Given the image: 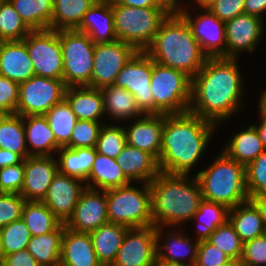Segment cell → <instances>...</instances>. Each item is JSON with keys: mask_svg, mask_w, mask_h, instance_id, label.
Listing matches in <instances>:
<instances>
[{"mask_svg": "<svg viewBox=\"0 0 266 266\" xmlns=\"http://www.w3.org/2000/svg\"><path fill=\"white\" fill-rule=\"evenodd\" d=\"M238 58H207L192 78L189 112L217 126L243 108L244 85Z\"/></svg>", "mask_w": 266, "mask_h": 266, "instance_id": "6da1fadb", "label": "cell"}, {"mask_svg": "<svg viewBox=\"0 0 266 266\" xmlns=\"http://www.w3.org/2000/svg\"><path fill=\"white\" fill-rule=\"evenodd\" d=\"M217 125L191 112L164 114L162 147L158 160L160 172L190 175Z\"/></svg>", "mask_w": 266, "mask_h": 266, "instance_id": "7a4b0ae2", "label": "cell"}, {"mask_svg": "<svg viewBox=\"0 0 266 266\" xmlns=\"http://www.w3.org/2000/svg\"><path fill=\"white\" fill-rule=\"evenodd\" d=\"M153 226L176 227L192 221L203 200L194 176L160 172L151 182Z\"/></svg>", "mask_w": 266, "mask_h": 266, "instance_id": "3957f363", "label": "cell"}, {"mask_svg": "<svg viewBox=\"0 0 266 266\" xmlns=\"http://www.w3.org/2000/svg\"><path fill=\"white\" fill-rule=\"evenodd\" d=\"M145 52L153 61L185 72L193 78L207 56L194 38L185 19L175 10L162 24L158 35Z\"/></svg>", "mask_w": 266, "mask_h": 266, "instance_id": "277c9868", "label": "cell"}, {"mask_svg": "<svg viewBox=\"0 0 266 266\" xmlns=\"http://www.w3.org/2000/svg\"><path fill=\"white\" fill-rule=\"evenodd\" d=\"M204 200L234 208L249 200L246 167L229 158L223 151L210 165L196 173Z\"/></svg>", "mask_w": 266, "mask_h": 266, "instance_id": "5b68a950", "label": "cell"}, {"mask_svg": "<svg viewBox=\"0 0 266 266\" xmlns=\"http://www.w3.org/2000/svg\"><path fill=\"white\" fill-rule=\"evenodd\" d=\"M112 11L117 40L131 44L137 51H145L175 8L129 7L112 0Z\"/></svg>", "mask_w": 266, "mask_h": 266, "instance_id": "8992f818", "label": "cell"}, {"mask_svg": "<svg viewBox=\"0 0 266 266\" xmlns=\"http://www.w3.org/2000/svg\"><path fill=\"white\" fill-rule=\"evenodd\" d=\"M140 184L107 190L108 222L128 228L153 225L150 183Z\"/></svg>", "mask_w": 266, "mask_h": 266, "instance_id": "52a82bcc", "label": "cell"}, {"mask_svg": "<svg viewBox=\"0 0 266 266\" xmlns=\"http://www.w3.org/2000/svg\"><path fill=\"white\" fill-rule=\"evenodd\" d=\"M192 78L185 72L161 65L152 59L151 92L154 114H181L189 111Z\"/></svg>", "mask_w": 266, "mask_h": 266, "instance_id": "ba28073f", "label": "cell"}, {"mask_svg": "<svg viewBox=\"0 0 266 266\" xmlns=\"http://www.w3.org/2000/svg\"><path fill=\"white\" fill-rule=\"evenodd\" d=\"M63 54V80L69 86H87L93 70L95 43L83 32L59 30Z\"/></svg>", "mask_w": 266, "mask_h": 266, "instance_id": "9c48e42d", "label": "cell"}, {"mask_svg": "<svg viewBox=\"0 0 266 266\" xmlns=\"http://www.w3.org/2000/svg\"><path fill=\"white\" fill-rule=\"evenodd\" d=\"M66 88L64 80L32 76L19 84L16 114L44 115L65 98Z\"/></svg>", "mask_w": 266, "mask_h": 266, "instance_id": "30bf717a", "label": "cell"}, {"mask_svg": "<svg viewBox=\"0 0 266 266\" xmlns=\"http://www.w3.org/2000/svg\"><path fill=\"white\" fill-rule=\"evenodd\" d=\"M23 41L36 76L63 80V54L57 30H34Z\"/></svg>", "mask_w": 266, "mask_h": 266, "instance_id": "8fae6325", "label": "cell"}, {"mask_svg": "<svg viewBox=\"0 0 266 266\" xmlns=\"http://www.w3.org/2000/svg\"><path fill=\"white\" fill-rule=\"evenodd\" d=\"M151 77L152 58L145 51H137L118 73L114 85L133 94L144 114H154Z\"/></svg>", "mask_w": 266, "mask_h": 266, "instance_id": "7c38bea8", "label": "cell"}, {"mask_svg": "<svg viewBox=\"0 0 266 266\" xmlns=\"http://www.w3.org/2000/svg\"><path fill=\"white\" fill-rule=\"evenodd\" d=\"M190 6L181 5L175 10L188 23L191 32L208 58H226L225 22L217 18L208 8L198 9L196 16L191 14ZM199 11L202 13L199 14Z\"/></svg>", "mask_w": 266, "mask_h": 266, "instance_id": "4fadbf2b", "label": "cell"}, {"mask_svg": "<svg viewBox=\"0 0 266 266\" xmlns=\"http://www.w3.org/2000/svg\"><path fill=\"white\" fill-rule=\"evenodd\" d=\"M137 50L120 40L95 44L91 88L101 89L115 83L116 77Z\"/></svg>", "mask_w": 266, "mask_h": 266, "instance_id": "5bb4252c", "label": "cell"}, {"mask_svg": "<svg viewBox=\"0 0 266 266\" xmlns=\"http://www.w3.org/2000/svg\"><path fill=\"white\" fill-rule=\"evenodd\" d=\"M156 227L128 228L111 266H156Z\"/></svg>", "mask_w": 266, "mask_h": 266, "instance_id": "9a60e30c", "label": "cell"}, {"mask_svg": "<svg viewBox=\"0 0 266 266\" xmlns=\"http://www.w3.org/2000/svg\"><path fill=\"white\" fill-rule=\"evenodd\" d=\"M263 19L246 13L225 22L226 58H239L242 52H254L265 32Z\"/></svg>", "mask_w": 266, "mask_h": 266, "instance_id": "2e32d148", "label": "cell"}, {"mask_svg": "<svg viewBox=\"0 0 266 266\" xmlns=\"http://www.w3.org/2000/svg\"><path fill=\"white\" fill-rule=\"evenodd\" d=\"M108 223L107 190L86 187L75 206L73 215L65 223L76 231L90 233Z\"/></svg>", "mask_w": 266, "mask_h": 266, "instance_id": "e0dca14e", "label": "cell"}, {"mask_svg": "<svg viewBox=\"0 0 266 266\" xmlns=\"http://www.w3.org/2000/svg\"><path fill=\"white\" fill-rule=\"evenodd\" d=\"M175 229V227H171V229L167 228L168 231L171 230L168 232L166 227H156L157 263L195 265L201 238L195 235L194 241L191 239L193 237L181 233L184 231L182 226Z\"/></svg>", "mask_w": 266, "mask_h": 266, "instance_id": "ac0fdd59", "label": "cell"}, {"mask_svg": "<svg viewBox=\"0 0 266 266\" xmlns=\"http://www.w3.org/2000/svg\"><path fill=\"white\" fill-rule=\"evenodd\" d=\"M59 172L54 156H28L24 159V181L20 194L26 201H42Z\"/></svg>", "mask_w": 266, "mask_h": 266, "instance_id": "d6986e66", "label": "cell"}, {"mask_svg": "<svg viewBox=\"0 0 266 266\" xmlns=\"http://www.w3.org/2000/svg\"><path fill=\"white\" fill-rule=\"evenodd\" d=\"M85 182L79 178L57 173L48 187L43 203L63 222L73 215Z\"/></svg>", "mask_w": 266, "mask_h": 266, "instance_id": "ffe728a7", "label": "cell"}, {"mask_svg": "<svg viewBox=\"0 0 266 266\" xmlns=\"http://www.w3.org/2000/svg\"><path fill=\"white\" fill-rule=\"evenodd\" d=\"M134 120H131L129 126L124 125L127 144L146 151L159 160L164 114H144Z\"/></svg>", "mask_w": 266, "mask_h": 266, "instance_id": "44dd1931", "label": "cell"}, {"mask_svg": "<svg viewBox=\"0 0 266 266\" xmlns=\"http://www.w3.org/2000/svg\"><path fill=\"white\" fill-rule=\"evenodd\" d=\"M0 75L22 83L35 75L26 43L22 41H0Z\"/></svg>", "mask_w": 266, "mask_h": 266, "instance_id": "7402d4cb", "label": "cell"}, {"mask_svg": "<svg viewBox=\"0 0 266 266\" xmlns=\"http://www.w3.org/2000/svg\"><path fill=\"white\" fill-rule=\"evenodd\" d=\"M76 30L87 34L95 44L117 40L112 0L95 2Z\"/></svg>", "mask_w": 266, "mask_h": 266, "instance_id": "603a6c76", "label": "cell"}, {"mask_svg": "<svg viewBox=\"0 0 266 266\" xmlns=\"http://www.w3.org/2000/svg\"><path fill=\"white\" fill-rule=\"evenodd\" d=\"M59 266H102L89 233L76 232L65 226Z\"/></svg>", "mask_w": 266, "mask_h": 266, "instance_id": "cb8c5ba5", "label": "cell"}, {"mask_svg": "<svg viewBox=\"0 0 266 266\" xmlns=\"http://www.w3.org/2000/svg\"><path fill=\"white\" fill-rule=\"evenodd\" d=\"M116 161L133 183H150L160 173L158 160L152 154L128 144L116 157Z\"/></svg>", "mask_w": 266, "mask_h": 266, "instance_id": "d4e9b609", "label": "cell"}, {"mask_svg": "<svg viewBox=\"0 0 266 266\" xmlns=\"http://www.w3.org/2000/svg\"><path fill=\"white\" fill-rule=\"evenodd\" d=\"M65 99L71 106L78 120L102 122L106 117L104 98L101 89L88 86H69L65 91Z\"/></svg>", "mask_w": 266, "mask_h": 266, "instance_id": "484cf974", "label": "cell"}, {"mask_svg": "<svg viewBox=\"0 0 266 266\" xmlns=\"http://www.w3.org/2000/svg\"><path fill=\"white\" fill-rule=\"evenodd\" d=\"M29 156H54L57 141L44 115L23 116Z\"/></svg>", "mask_w": 266, "mask_h": 266, "instance_id": "4316f807", "label": "cell"}, {"mask_svg": "<svg viewBox=\"0 0 266 266\" xmlns=\"http://www.w3.org/2000/svg\"><path fill=\"white\" fill-rule=\"evenodd\" d=\"M116 159L96 152L92 168L85 185L88 188L109 190L130 184Z\"/></svg>", "mask_w": 266, "mask_h": 266, "instance_id": "83f0119b", "label": "cell"}, {"mask_svg": "<svg viewBox=\"0 0 266 266\" xmlns=\"http://www.w3.org/2000/svg\"><path fill=\"white\" fill-rule=\"evenodd\" d=\"M127 229L126 226L108 222L89 233L97 259L102 266L113 264Z\"/></svg>", "mask_w": 266, "mask_h": 266, "instance_id": "f1b7e54d", "label": "cell"}, {"mask_svg": "<svg viewBox=\"0 0 266 266\" xmlns=\"http://www.w3.org/2000/svg\"><path fill=\"white\" fill-rule=\"evenodd\" d=\"M223 148L229 158L245 167L265 151L256 128L251 124L247 129L234 133Z\"/></svg>", "mask_w": 266, "mask_h": 266, "instance_id": "f546056e", "label": "cell"}, {"mask_svg": "<svg viewBox=\"0 0 266 266\" xmlns=\"http://www.w3.org/2000/svg\"><path fill=\"white\" fill-rule=\"evenodd\" d=\"M228 220L243 243L266 234L263 219L250 200L229 209Z\"/></svg>", "mask_w": 266, "mask_h": 266, "instance_id": "4dcf8cb0", "label": "cell"}, {"mask_svg": "<svg viewBox=\"0 0 266 266\" xmlns=\"http://www.w3.org/2000/svg\"><path fill=\"white\" fill-rule=\"evenodd\" d=\"M104 98L105 116L111 120L129 121L144 115L137 106V102L128 90L113 85L101 88Z\"/></svg>", "mask_w": 266, "mask_h": 266, "instance_id": "1f68e13d", "label": "cell"}, {"mask_svg": "<svg viewBox=\"0 0 266 266\" xmlns=\"http://www.w3.org/2000/svg\"><path fill=\"white\" fill-rule=\"evenodd\" d=\"M65 226V223H62L55 231L30 238L26 250L40 266L60 265L62 236Z\"/></svg>", "mask_w": 266, "mask_h": 266, "instance_id": "d6a6232c", "label": "cell"}, {"mask_svg": "<svg viewBox=\"0 0 266 266\" xmlns=\"http://www.w3.org/2000/svg\"><path fill=\"white\" fill-rule=\"evenodd\" d=\"M56 153H59L57 157L59 173L86 181L96 155L95 148L61 147Z\"/></svg>", "mask_w": 266, "mask_h": 266, "instance_id": "836d02e7", "label": "cell"}, {"mask_svg": "<svg viewBox=\"0 0 266 266\" xmlns=\"http://www.w3.org/2000/svg\"><path fill=\"white\" fill-rule=\"evenodd\" d=\"M95 0H53L52 30H74Z\"/></svg>", "mask_w": 266, "mask_h": 266, "instance_id": "e575fe53", "label": "cell"}, {"mask_svg": "<svg viewBox=\"0 0 266 266\" xmlns=\"http://www.w3.org/2000/svg\"><path fill=\"white\" fill-rule=\"evenodd\" d=\"M10 2L31 31L51 29L53 0H10Z\"/></svg>", "mask_w": 266, "mask_h": 266, "instance_id": "d590c367", "label": "cell"}, {"mask_svg": "<svg viewBox=\"0 0 266 266\" xmlns=\"http://www.w3.org/2000/svg\"><path fill=\"white\" fill-rule=\"evenodd\" d=\"M0 148L18 154L23 160L29 156L23 116L18 114L0 115Z\"/></svg>", "mask_w": 266, "mask_h": 266, "instance_id": "8d00e7d4", "label": "cell"}, {"mask_svg": "<svg viewBox=\"0 0 266 266\" xmlns=\"http://www.w3.org/2000/svg\"><path fill=\"white\" fill-rule=\"evenodd\" d=\"M22 219L32 236L55 231L63 223L42 201H26Z\"/></svg>", "mask_w": 266, "mask_h": 266, "instance_id": "74e56055", "label": "cell"}, {"mask_svg": "<svg viewBox=\"0 0 266 266\" xmlns=\"http://www.w3.org/2000/svg\"><path fill=\"white\" fill-rule=\"evenodd\" d=\"M44 116L54 133L58 151L69 143L72 130L78 119L65 98L61 102L56 103Z\"/></svg>", "mask_w": 266, "mask_h": 266, "instance_id": "f35d334b", "label": "cell"}, {"mask_svg": "<svg viewBox=\"0 0 266 266\" xmlns=\"http://www.w3.org/2000/svg\"><path fill=\"white\" fill-rule=\"evenodd\" d=\"M229 209L219 203L202 200L198 211L193 215L192 221H197V233L200 238H205L213 233L217 227L228 220Z\"/></svg>", "mask_w": 266, "mask_h": 266, "instance_id": "ab89813d", "label": "cell"}, {"mask_svg": "<svg viewBox=\"0 0 266 266\" xmlns=\"http://www.w3.org/2000/svg\"><path fill=\"white\" fill-rule=\"evenodd\" d=\"M30 32L10 0H0V41H22Z\"/></svg>", "mask_w": 266, "mask_h": 266, "instance_id": "60d3db41", "label": "cell"}, {"mask_svg": "<svg viewBox=\"0 0 266 266\" xmlns=\"http://www.w3.org/2000/svg\"><path fill=\"white\" fill-rule=\"evenodd\" d=\"M212 245L219 248L229 258L240 260L243 253V242L227 220L223 225L205 237Z\"/></svg>", "mask_w": 266, "mask_h": 266, "instance_id": "b9f144b4", "label": "cell"}, {"mask_svg": "<svg viewBox=\"0 0 266 266\" xmlns=\"http://www.w3.org/2000/svg\"><path fill=\"white\" fill-rule=\"evenodd\" d=\"M126 144L124 125L104 123L100 129L95 149L100 154L116 159Z\"/></svg>", "mask_w": 266, "mask_h": 266, "instance_id": "7bdbcfd3", "label": "cell"}, {"mask_svg": "<svg viewBox=\"0 0 266 266\" xmlns=\"http://www.w3.org/2000/svg\"><path fill=\"white\" fill-rule=\"evenodd\" d=\"M4 256L25 250L32 237L22 218L1 228Z\"/></svg>", "mask_w": 266, "mask_h": 266, "instance_id": "ee69618b", "label": "cell"}, {"mask_svg": "<svg viewBox=\"0 0 266 266\" xmlns=\"http://www.w3.org/2000/svg\"><path fill=\"white\" fill-rule=\"evenodd\" d=\"M102 122L77 120L69 143L65 146L74 148H95L99 136Z\"/></svg>", "mask_w": 266, "mask_h": 266, "instance_id": "f6af8a7d", "label": "cell"}, {"mask_svg": "<svg viewBox=\"0 0 266 266\" xmlns=\"http://www.w3.org/2000/svg\"><path fill=\"white\" fill-rule=\"evenodd\" d=\"M248 197L266 194V151H263L246 167Z\"/></svg>", "mask_w": 266, "mask_h": 266, "instance_id": "bcb514c9", "label": "cell"}, {"mask_svg": "<svg viewBox=\"0 0 266 266\" xmlns=\"http://www.w3.org/2000/svg\"><path fill=\"white\" fill-rule=\"evenodd\" d=\"M25 202L21 194L0 192V228L22 218Z\"/></svg>", "mask_w": 266, "mask_h": 266, "instance_id": "7dc6e473", "label": "cell"}, {"mask_svg": "<svg viewBox=\"0 0 266 266\" xmlns=\"http://www.w3.org/2000/svg\"><path fill=\"white\" fill-rule=\"evenodd\" d=\"M243 266H266V234L243 243Z\"/></svg>", "mask_w": 266, "mask_h": 266, "instance_id": "c3c4849f", "label": "cell"}, {"mask_svg": "<svg viewBox=\"0 0 266 266\" xmlns=\"http://www.w3.org/2000/svg\"><path fill=\"white\" fill-rule=\"evenodd\" d=\"M24 181V160L13 166L0 168V192L20 194Z\"/></svg>", "mask_w": 266, "mask_h": 266, "instance_id": "681fc988", "label": "cell"}, {"mask_svg": "<svg viewBox=\"0 0 266 266\" xmlns=\"http://www.w3.org/2000/svg\"><path fill=\"white\" fill-rule=\"evenodd\" d=\"M19 83L0 75V115L16 114Z\"/></svg>", "mask_w": 266, "mask_h": 266, "instance_id": "f907efd6", "label": "cell"}, {"mask_svg": "<svg viewBox=\"0 0 266 266\" xmlns=\"http://www.w3.org/2000/svg\"><path fill=\"white\" fill-rule=\"evenodd\" d=\"M230 260L231 258L212 245L206 238H201L195 266H221Z\"/></svg>", "mask_w": 266, "mask_h": 266, "instance_id": "816d5d0a", "label": "cell"}, {"mask_svg": "<svg viewBox=\"0 0 266 266\" xmlns=\"http://www.w3.org/2000/svg\"><path fill=\"white\" fill-rule=\"evenodd\" d=\"M245 0H215L208 9L220 20L227 22L244 13Z\"/></svg>", "mask_w": 266, "mask_h": 266, "instance_id": "f5cc1de1", "label": "cell"}, {"mask_svg": "<svg viewBox=\"0 0 266 266\" xmlns=\"http://www.w3.org/2000/svg\"><path fill=\"white\" fill-rule=\"evenodd\" d=\"M1 266H40L36 259L25 249L4 256Z\"/></svg>", "mask_w": 266, "mask_h": 266, "instance_id": "db71d44e", "label": "cell"}, {"mask_svg": "<svg viewBox=\"0 0 266 266\" xmlns=\"http://www.w3.org/2000/svg\"><path fill=\"white\" fill-rule=\"evenodd\" d=\"M129 7H172L167 0H114Z\"/></svg>", "mask_w": 266, "mask_h": 266, "instance_id": "11a10c76", "label": "cell"}, {"mask_svg": "<svg viewBox=\"0 0 266 266\" xmlns=\"http://www.w3.org/2000/svg\"><path fill=\"white\" fill-rule=\"evenodd\" d=\"M244 13L264 20L263 15L266 13V0H245Z\"/></svg>", "mask_w": 266, "mask_h": 266, "instance_id": "9f6ffc18", "label": "cell"}, {"mask_svg": "<svg viewBox=\"0 0 266 266\" xmlns=\"http://www.w3.org/2000/svg\"><path fill=\"white\" fill-rule=\"evenodd\" d=\"M23 159L16 153L0 148V168L21 163Z\"/></svg>", "mask_w": 266, "mask_h": 266, "instance_id": "6f0895ef", "label": "cell"}, {"mask_svg": "<svg viewBox=\"0 0 266 266\" xmlns=\"http://www.w3.org/2000/svg\"><path fill=\"white\" fill-rule=\"evenodd\" d=\"M249 200L258 209L261 218L263 219L264 225L266 227V194H259L249 197Z\"/></svg>", "mask_w": 266, "mask_h": 266, "instance_id": "680465c9", "label": "cell"}, {"mask_svg": "<svg viewBox=\"0 0 266 266\" xmlns=\"http://www.w3.org/2000/svg\"><path fill=\"white\" fill-rule=\"evenodd\" d=\"M258 116H259V121H260V123H258V124H252L255 128H256V130H257V132H258V134H259V137H260V140H261V142H262V144H263V147H264V149H265V151H266V115L258 108ZM258 125V126H257Z\"/></svg>", "mask_w": 266, "mask_h": 266, "instance_id": "91938a15", "label": "cell"}, {"mask_svg": "<svg viewBox=\"0 0 266 266\" xmlns=\"http://www.w3.org/2000/svg\"><path fill=\"white\" fill-rule=\"evenodd\" d=\"M258 103V108L266 115V90L262 91Z\"/></svg>", "mask_w": 266, "mask_h": 266, "instance_id": "94428289", "label": "cell"}, {"mask_svg": "<svg viewBox=\"0 0 266 266\" xmlns=\"http://www.w3.org/2000/svg\"><path fill=\"white\" fill-rule=\"evenodd\" d=\"M192 2L194 1L195 7L196 5L199 7V9L202 8H208L215 0H191Z\"/></svg>", "mask_w": 266, "mask_h": 266, "instance_id": "6125c7cd", "label": "cell"}, {"mask_svg": "<svg viewBox=\"0 0 266 266\" xmlns=\"http://www.w3.org/2000/svg\"><path fill=\"white\" fill-rule=\"evenodd\" d=\"M221 266H243V265L240 260L231 259L230 261Z\"/></svg>", "mask_w": 266, "mask_h": 266, "instance_id": "be15d7a7", "label": "cell"}, {"mask_svg": "<svg viewBox=\"0 0 266 266\" xmlns=\"http://www.w3.org/2000/svg\"><path fill=\"white\" fill-rule=\"evenodd\" d=\"M156 266H195V265L180 264V263H157Z\"/></svg>", "mask_w": 266, "mask_h": 266, "instance_id": "e7e4bbea", "label": "cell"}, {"mask_svg": "<svg viewBox=\"0 0 266 266\" xmlns=\"http://www.w3.org/2000/svg\"><path fill=\"white\" fill-rule=\"evenodd\" d=\"M4 259V252H3V244H2V235H1V228H0V266Z\"/></svg>", "mask_w": 266, "mask_h": 266, "instance_id": "03108f58", "label": "cell"}, {"mask_svg": "<svg viewBox=\"0 0 266 266\" xmlns=\"http://www.w3.org/2000/svg\"><path fill=\"white\" fill-rule=\"evenodd\" d=\"M183 2V0H167V2L172 6L174 7L175 9L178 7V6H181L182 4L180 2Z\"/></svg>", "mask_w": 266, "mask_h": 266, "instance_id": "003e7915", "label": "cell"}]
</instances>
